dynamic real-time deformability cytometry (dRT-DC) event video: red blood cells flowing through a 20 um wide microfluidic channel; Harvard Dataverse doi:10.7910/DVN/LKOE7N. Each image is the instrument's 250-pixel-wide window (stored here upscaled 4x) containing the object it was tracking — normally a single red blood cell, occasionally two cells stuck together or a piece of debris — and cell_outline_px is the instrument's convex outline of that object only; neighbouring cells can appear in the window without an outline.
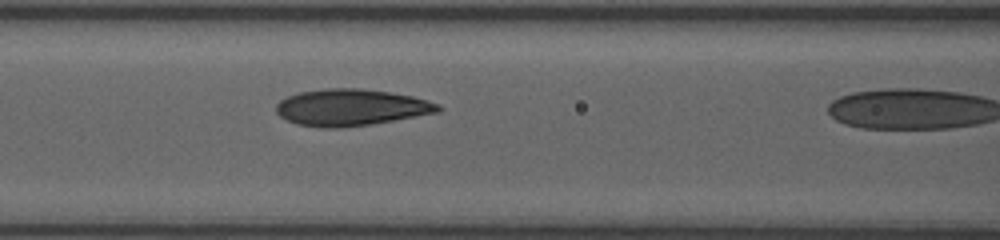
{"species": "human", "species_latin": "Homo sapiens", "temperature_condition": "room temperature", "stored_images_in_passage": 25, "camera_frame_rate_fps": 3000, "um_per_image_px": 0.085, "donor": {"sex": "female"}, "frame": {"image": 1, "passage_image": 24, "time_ms": 6.0, "image_size_px": [1000, 240], "cell_outline_px": [[440, 112], [368, 124], [340, 128], [320, 128], [296, 124], [280, 116], [276, 112], [276, 104], [280, 100], [288, 96], [300, 92], [324, 88], [360, 88], [392, 92], [412, 96], [440, 104]], "centroid_in_image_um": [29.81, 9.12], "position_along_channel_um": 136.8, "area_um2": 34.51}}